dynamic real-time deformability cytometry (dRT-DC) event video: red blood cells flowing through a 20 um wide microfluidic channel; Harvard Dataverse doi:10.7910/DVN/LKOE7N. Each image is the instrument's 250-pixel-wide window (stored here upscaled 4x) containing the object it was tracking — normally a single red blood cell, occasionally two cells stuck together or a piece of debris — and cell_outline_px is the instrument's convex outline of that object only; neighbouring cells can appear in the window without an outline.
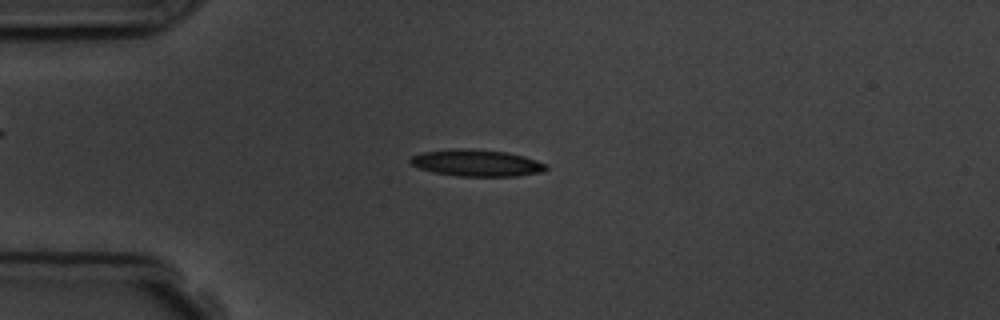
{"species": "common noctule bat (a hibernating species)", "species_latin": "Nyctalus noctula", "temperature_condition": "room temperature", "stored_images_in_passage": 6, "camera_frame_rate_fps": 3000, "um_per_image_px": 0.085, "animal": {"sex": "male", "body_mass_g": 19.5, "forearm_length_mm": 54.6}, "frame": {"image": 1, "passage_image": 3, "time_ms": 2.333, "image_size_px": [1000, 320], "cell_outline_px": [[548, 168], [540, 172], [516, 176], [456, 176], [432, 172], [420, 168], [412, 164], [408, 160], [412, 156], [424, 152], [448, 148], [468, 148], [508, 152], [524, 156], [548, 164]], "centroid_in_image_um": [40.51, 13.84], "position_along_channel_um": 44.5, "area_um2": 21.27}}